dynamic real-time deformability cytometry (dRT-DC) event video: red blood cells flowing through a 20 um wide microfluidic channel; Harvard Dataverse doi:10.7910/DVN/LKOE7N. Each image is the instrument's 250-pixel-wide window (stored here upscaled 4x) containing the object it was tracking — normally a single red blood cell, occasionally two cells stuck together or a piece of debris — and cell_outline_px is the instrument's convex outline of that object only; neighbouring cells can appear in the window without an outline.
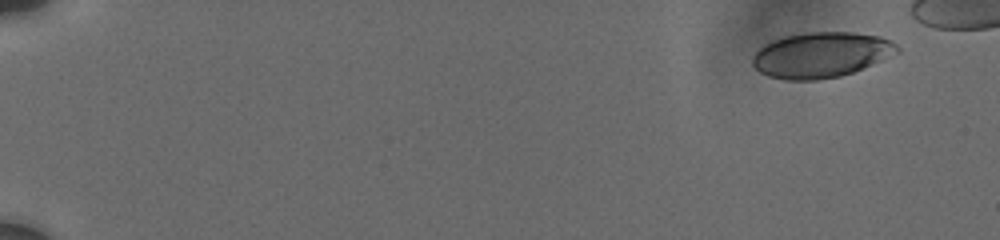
{"species": "human", "species_latin": "Homo sapiens", "temperature_condition": "cold", "stored_images_in_passage": 39, "camera_frame_rate_fps": 3000, "um_per_image_px": 0.085, "donor": {"sex": "male"}, "frame": {"image": 1, "passage_image": 1, "time_ms": 0.0, "image_size_px": [1000, 240], "cell_outline_px": [[900, 52], [872, 64], [852, 72], [840, 76], [816, 80], [784, 80], [768, 76], [760, 72], [752, 64], [752, 56], [764, 44], [772, 40], [784, 36], [804, 32], [852, 32], [880, 36], [892, 40], [900, 48]], "centroid_in_image_um": [69.79, 4.66], "position_along_channel_um": 15.2, "area_um2": 38.44}}
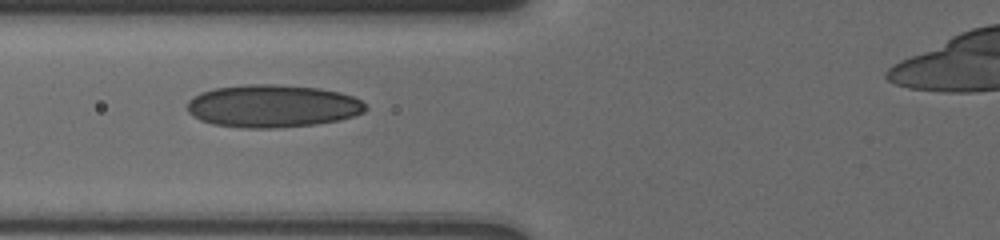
{"frame": {"image": 2, "passage_image": 22, "time_ms": 7.0, "image_size_px": [1000, 240], "cell_outline_px": [[368, 108], [364, 112], [352, 116], [336, 120], [316, 124], [272, 128], [244, 128], [212, 124], [200, 120], [192, 116], [188, 112], [188, 100], [192, 96], [200, 92], [212, 88], [248, 84], [276, 84], [320, 88], [340, 92], [352, 96], [360, 100]], "centroid_in_image_um": [23.12, 9.0], "position_along_channel_um": 102.7, "area_um2": 44.51}}
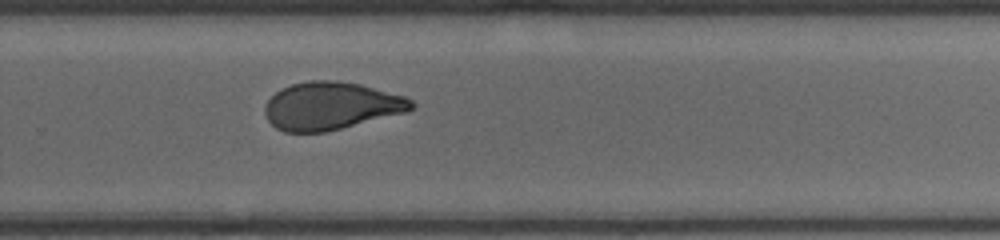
{"frame": {"image": 3, "passage_image": 39, "time_ms": 12.333, "image_size_px": [1000, 240], "cell_outline_px": [[416, 104], [408, 112], [324, 132], [284, 132], [276, 128], [268, 120], [264, 112], [264, 104], [280, 88], [292, 84], [308, 80], [336, 80], [360, 84], [404, 96], [412, 100]], "centroid_in_image_um": [28.12, 8.99], "position_along_channel_um": 301.7, "area_um2": 40.81}}